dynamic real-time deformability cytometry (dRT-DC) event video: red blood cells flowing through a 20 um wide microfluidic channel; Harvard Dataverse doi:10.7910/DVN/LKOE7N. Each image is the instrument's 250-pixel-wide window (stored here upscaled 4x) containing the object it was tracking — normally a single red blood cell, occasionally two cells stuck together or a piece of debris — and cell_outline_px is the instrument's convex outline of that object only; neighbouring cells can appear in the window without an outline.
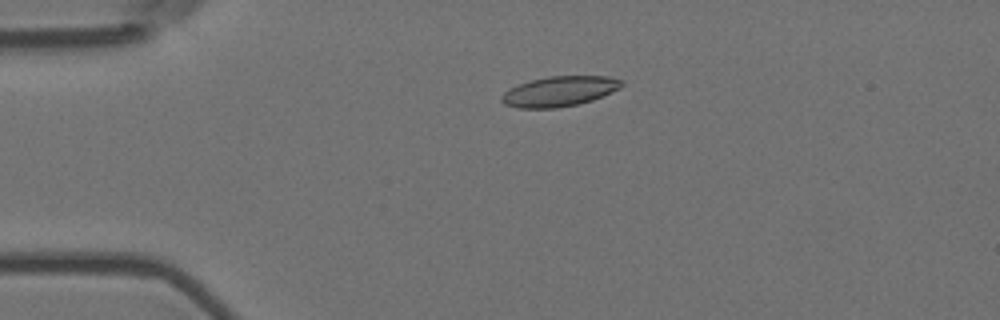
{"species": "Egyptian fruit bat (a non-hibernating species)", "species_latin": "Rousettus aegyptiacus", "temperature_condition": "room temperature", "stored_images_in_passage": 21, "camera_frame_rate_fps": 3000, "um_per_image_px": 0.085, "animal": {"sex": "female"}, "frame": {"image": 1, "passage_image": 13, "time_ms": 4.0, "image_size_px": [1000, 320], "cell_outline_px": [[624, 84], [620, 88], [612, 92], [592, 100], [576, 104], [556, 108], [520, 108], [504, 104], [500, 100], [500, 96], [508, 88], [516, 84], [548, 76], [608, 76], [624, 80]], "centroid_in_image_um": [47.54, 7.75], "position_along_channel_um": 37.5, "area_um2": 21.21}}
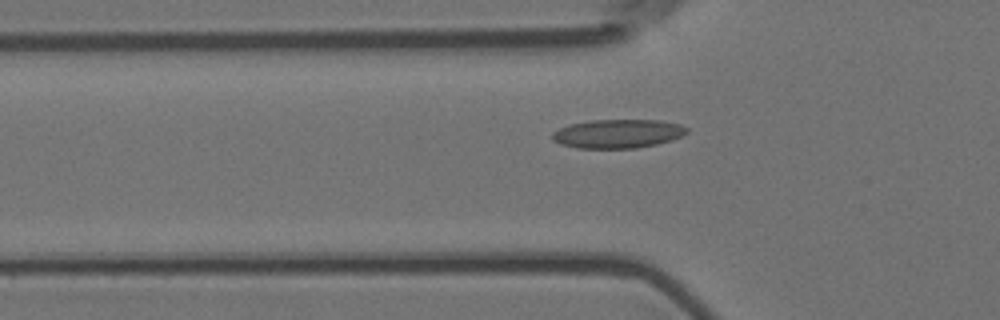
{"frame": {"image": 2, "passage_image": 19, "time_ms": 6.0, "image_size_px": [1000, 320], "cell_outline_px": [[688, 132], [672, 140], [656, 144], [636, 148], [576, 148], [560, 144], [552, 140], [552, 132], [560, 128], [572, 124], [592, 120], [660, 120], [680, 124], [688, 128]], "centroid_in_image_um": [52.51, 11.36], "position_along_channel_um": 73.3, "area_um2": 22.54}}